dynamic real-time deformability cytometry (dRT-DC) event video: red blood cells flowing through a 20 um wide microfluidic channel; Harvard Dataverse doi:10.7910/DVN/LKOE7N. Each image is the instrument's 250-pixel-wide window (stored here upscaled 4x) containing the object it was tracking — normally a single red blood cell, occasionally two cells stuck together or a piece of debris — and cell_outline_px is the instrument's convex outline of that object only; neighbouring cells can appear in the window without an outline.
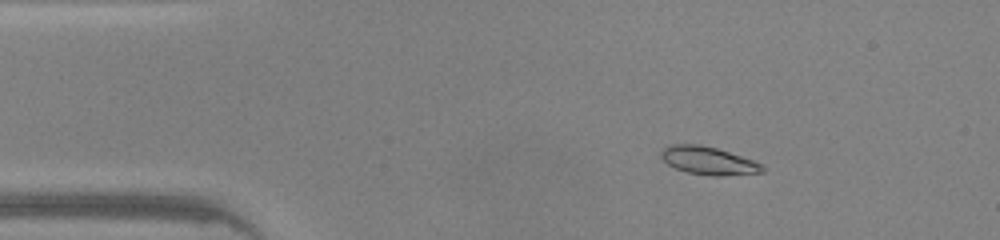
{"species": "common noctule bat (a hibernating species)", "species_latin": "Nyctalus noctula", "temperature_condition": "warm", "stored_images_in_passage": 46, "camera_frame_rate_fps": 3000, "um_per_image_px": 0.085, "animal": {"sex": "male", "body_mass_g": 20.0, "forearm_length_mm": 53.3}, "frame": {"image": 1, "passage_image": 7, "time_ms": 2.0, "image_size_px": [1000, 240], "cell_outline_px": [[764, 172], [724, 176], [712, 176], [688, 172], [676, 168], [668, 164], [660, 156], [660, 152], [668, 144], [700, 144], [716, 148], [752, 160], [760, 164], [764, 168]], "centroid_in_image_um": [60.18, 13.65], "position_along_channel_um": 24.8, "area_um2": 16.36}}
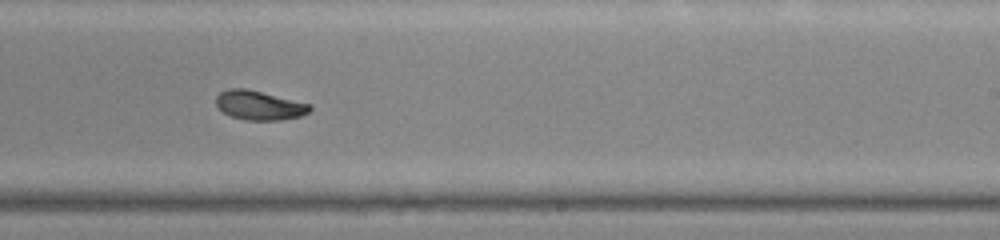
{"frame": {"image": 2, "passage_image": 28, "time_ms": 9.0, "image_size_px": [1000, 240], "cell_outline_px": [[312, 108], [308, 112], [300, 116], [280, 120], [244, 120], [232, 116], [224, 112], [216, 104], [216, 96], [220, 92], [228, 88], [244, 88], [312, 104]], "centroid_in_image_um": [22.04, 8.95], "position_along_channel_um": 267.0, "area_um2": 15.84}}
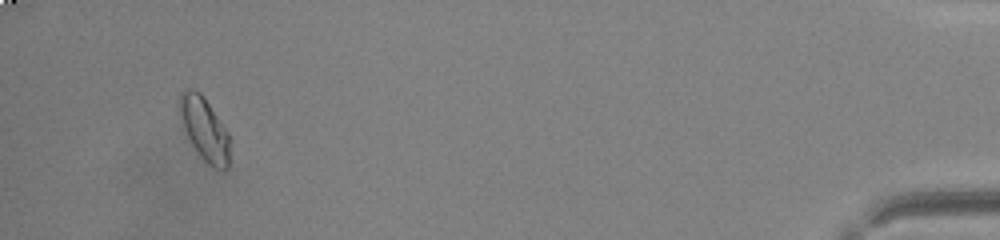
{"frame": {"image": 3, "passage_image": 44, "time_ms": 14.333, "image_size_px": [1000, 240], "cell_outline_px": [[228, 168], [212, 168], [200, 156], [192, 144], [184, 128], [180, 116], [180, 92], [184, 88], [192, 88], [200, 92], [204, 96], [228, 132]], "centroid_in_image_um": [17.36, 10.92], "position_along_channel_um": 417.8, "area_um2": 18.15}, "authors_computed_cell_mechanics": {"area_um2": 16.3863, "velocity_mm_per_s": 4.3253, "shape_relaxation_time_tau1_ms": 3.6451, "shape_relaxation_time_tau2_ms": 1.8314, "deformation_change_tau1": 0.1388, "deformation_change_tau2": 0.0466}}